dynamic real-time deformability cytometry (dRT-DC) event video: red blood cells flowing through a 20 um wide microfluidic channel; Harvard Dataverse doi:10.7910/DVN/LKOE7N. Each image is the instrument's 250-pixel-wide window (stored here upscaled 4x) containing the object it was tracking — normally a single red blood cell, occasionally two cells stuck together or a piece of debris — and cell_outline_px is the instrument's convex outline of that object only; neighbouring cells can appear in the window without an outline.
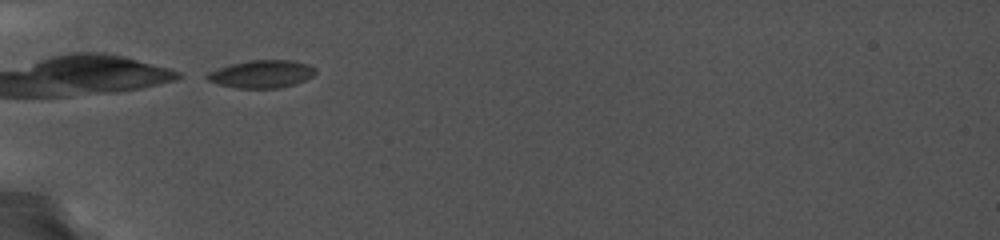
{"species": "common noctule bat (a hibernating species)", "species_latin": "Nyctalus noctula", "temperature_condition": "cold", "stored_images_in_passage": 56, "camera_frame_rate_fps": 5000, "um_per_image_px": 0.085, "animal": {"sex": "female", "body_mass_g": 19.0, "forearm_length_mm": 56.7}, "frame": {"image": 1, "passage_image": 1, "time_ms": 0.0, "image_size_px": [1000, 240], "cell_outline_px": [[316, 72], [312, 76], [304, 80], [292, 84], [276, 88], [240, 88], [220, 84], [208, 80], [200, 76], [216, 68], [228, 64], [248, 60], [292, 60], [308, 64], [316, 68]], "centroid_in_image_um": [22.18, 6.27], "position_along_channel_um": 62.8, "area_um2": 17.57}}
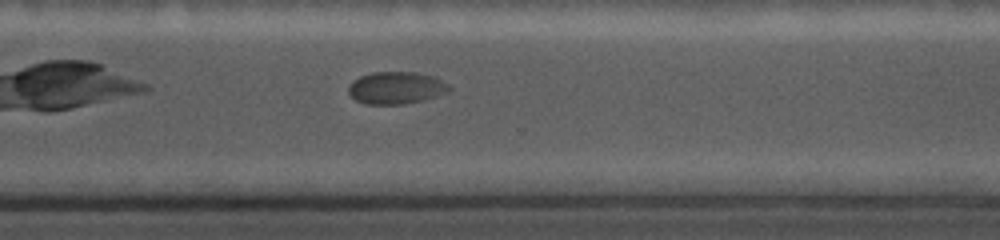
{"frame": {"image": 2, "passage_image": 40, "time_ms": 7.8, "image_size_px": [1000, 240], "cell_outline_px": [[452, 88], [448, 92], [424, 100], [404, 104], [364, 104], [356, 100], [348, 92], [348, 84], [352, 80], [360, 76], [372, 72], [416, 72], [432, 76], [448, 84]], "centroid_in_image_um": [33.65, 7.47], "position_along_channel_um": 337.0, "area_um2": 19.02}}
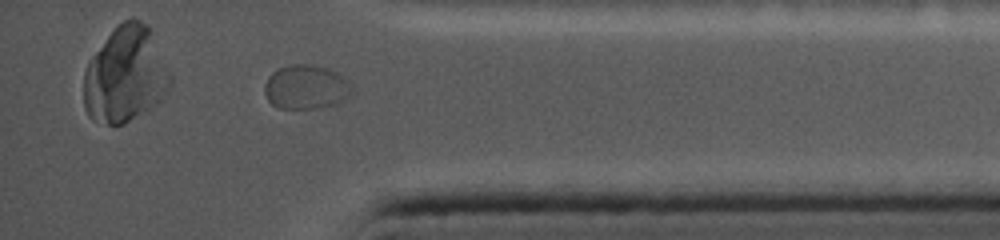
{"frame": {"image": 3, "passage_image": 50, "time_ms": 9.8, "image_size_px": [1000, 240], "cell_outline_px": [[352, 96], [336, 104], [312, 108], [276, 108], [268, 100], [264, 92], [264, 84], [268, 76], [272, 72], [280, 68], [292, 64], [312, 64], [328, 68], [340, 72], [352, 88]], "centroid_in_image_um": [26.02, 7.39], "position_along_channel_um": 409.2, "area_um2": 22.72}}